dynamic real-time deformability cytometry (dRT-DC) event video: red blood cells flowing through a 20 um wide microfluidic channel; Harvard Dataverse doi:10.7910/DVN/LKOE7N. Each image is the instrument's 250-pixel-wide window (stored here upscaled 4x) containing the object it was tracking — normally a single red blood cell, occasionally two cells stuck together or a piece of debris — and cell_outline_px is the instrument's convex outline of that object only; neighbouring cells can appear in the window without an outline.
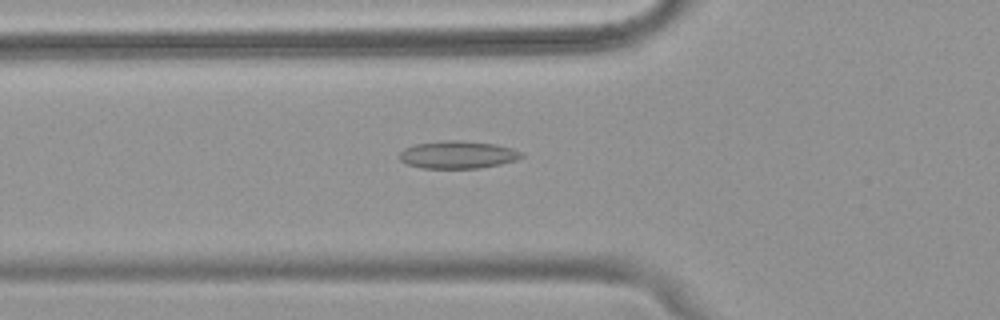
{"species": "common noctule bat (a hibernating species)", "species_latin": "Nyctalus noctula", "temperature_condition": "warm", "stored_images_in_passage": 51, "camera_frame_rate_fps": 3000, "um_per_image_px": 0.085, "animal": {"sex": "female", "body_mass_g": 18.4}, "frame": {"image": 1, "passage_image": 18, "time_ms": 5.667, "image_size_px": [1000, 320], "cell_outline_px": [[524, 156], [516, 160], [500, 164], [480, 168], [420, 168], [408, 164], [400, 160], [400, 152], [404, 148], [416, 144], [444, 140], [456, 140], [496, 144], [512, 148], [524, 152]], "centroid_in_image_um": [38.94, 13.15], "position_along_channel_um": 86.9, "area_um2": 19.65}}
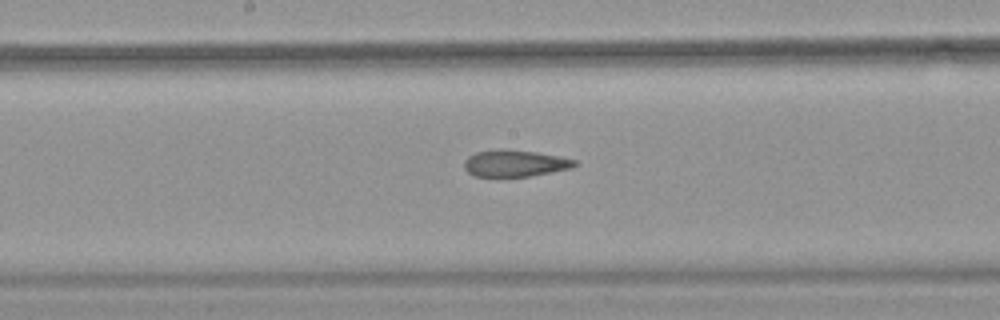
{"frame": {"image": 2, "passage_image": 27, "time_ms": 8.667, "image_size_px": [1000, 320], "cell_outline_px": [[580, 164], [572, 168], [528, 176], [472, 176], [464, 168], [464, 160], [468, 156], [476, 152], [500, 148], [504, 148], [536, 152], [560, 156], [576, 160]], "centroid_in_image_um": [43.77, 13.86], "position_along_channel_um": 204.4, "area_um2": 17.34}}
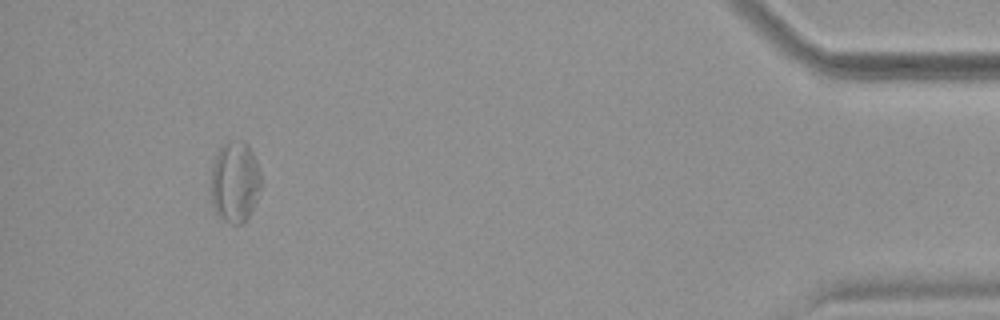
{"frame": {"image": 3, "passage_image": 48, "time_ms": 15.667, "image_size_px": [1000, 320], "cell_outline_px": [[264, 184], [248, 216], [240, 224], [232, 224], [224, 220], [216, 212], [212, 204], [212, 168], [216, 156], [220, 148], [228, 140], [240, 140], [248, 144], [256, 160]], "centroid_in_image_um": [20.01, 15.44], "position_along_channel_um": 415.2, "area_um2": 23.64}, "authors_computed_cell_mechanics": {"area_um2": 19.8832, "velocity_mm_per_s": 3.9082, "shape_relaxation_time_tau1_ms": null, "shape_relaxation_time_tau2_ms": 2.9724, "deformation_change_tau1": null, "deformation_change_tau2": 0.1293}}